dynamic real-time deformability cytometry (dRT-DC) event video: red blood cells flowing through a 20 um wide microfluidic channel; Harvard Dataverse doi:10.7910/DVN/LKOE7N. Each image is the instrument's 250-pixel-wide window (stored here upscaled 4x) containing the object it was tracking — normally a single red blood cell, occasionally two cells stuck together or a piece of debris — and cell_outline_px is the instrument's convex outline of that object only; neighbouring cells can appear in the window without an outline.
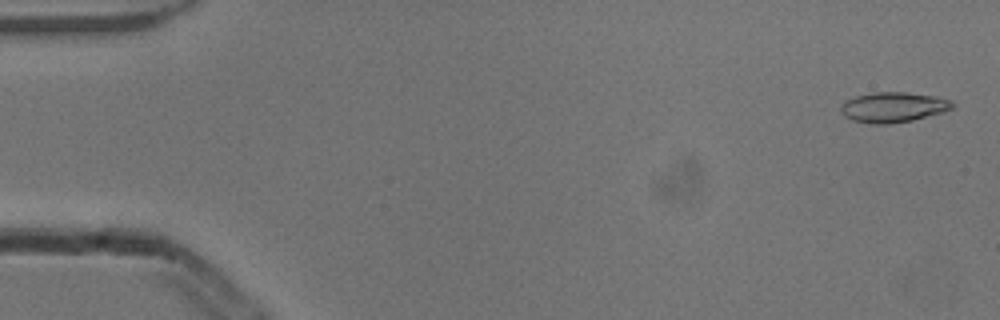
{"species": "common noctule bat (a hibernating species)", "species_latin": "Nyctalus noctula", "temperature_condition": "cold", "stored_images_in_passage": 53, "camera_frame_rate_fps": 3000, "um_per_image_px": 0.085, "animal": {"sex": "male", "body_mass_g": 13.3}, "frame": {"image": 1, "passage_image": 2, "time_ms": 0.333, "image_size_px": [1000, 320], "cell_outline_px": [[956, 104], [952, 108], [944, 112], [912, 120], [888, 124], [872, 124], [852, 120], [844, 116], [840, 112], [840, 104], [856, 96], [872, 92], [904, 92], [936, 96], [952, 100]], "centroid_in_image_um": [75.93, 9.11], "position_along_channel_um": 9.1, "area_um2": 19.77}}
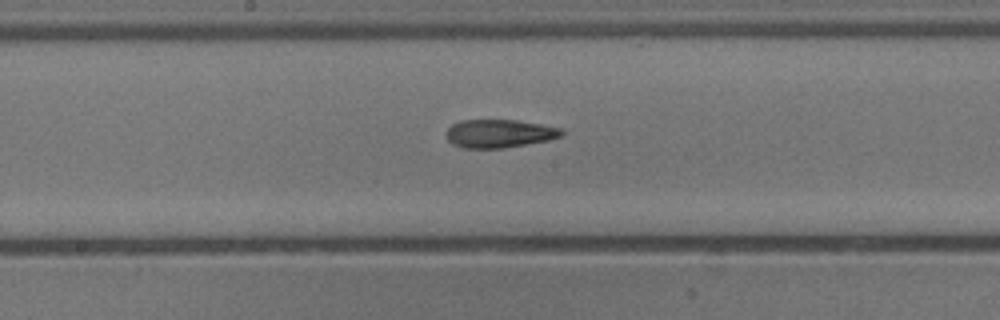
{"frame": {"image": 2, "passage_image": 28, "time_ms": 9.0, "image_size_px": [1000, 320], "cell_outline_px": [[564, 136], [548, 140], [504, 148], [464, 148], [452, 144], [448, 140], [444, 132], [452, 124], [460, 120], [516, 120], [540, 124], [560, 128], [564, 132]], "centroid_in_image_um": [42.41, 11.35], "position_along_channel_um": 205.8, "area_um2": 19.07}}
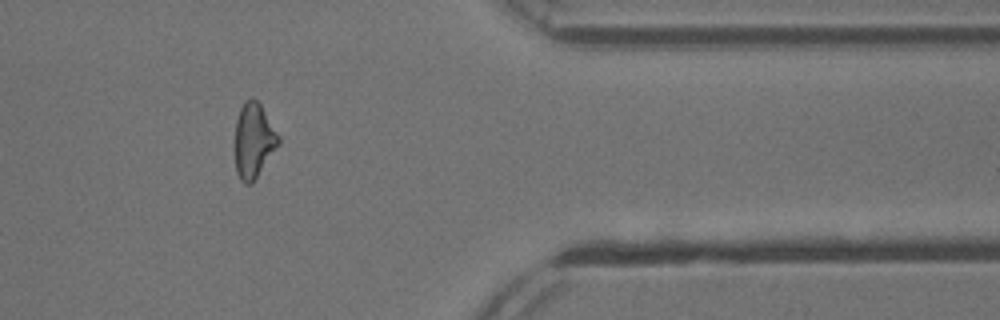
{"frame": {"image": 3, "passage_image": 44, "time_ms": 14.333, "image_size_px": [1000, 320], "cell_outline_px": [[280, 144], [252, 184], [244, 184], [240, 180], [236, 172], [236, 120], [240, 108], [244, 100], [248, 96], [252, 96], [260, 104], [280, 136]], "centroid_in_image_um": [21.58, 11.94], "position_along_channel_um": 389.8, "area_um2": 19.13}, "authors_computed_cell_mechanics": {"area_um2": 19.4208, "velocity_mm_per_s": 3.8693, "shape_relaxation_time_tau1_ms": null, "shape_relaxation_time_tau2_ms": 4.6923, "deformation_change_tau1": null, "deformation_change_tau2": 0.1389}}